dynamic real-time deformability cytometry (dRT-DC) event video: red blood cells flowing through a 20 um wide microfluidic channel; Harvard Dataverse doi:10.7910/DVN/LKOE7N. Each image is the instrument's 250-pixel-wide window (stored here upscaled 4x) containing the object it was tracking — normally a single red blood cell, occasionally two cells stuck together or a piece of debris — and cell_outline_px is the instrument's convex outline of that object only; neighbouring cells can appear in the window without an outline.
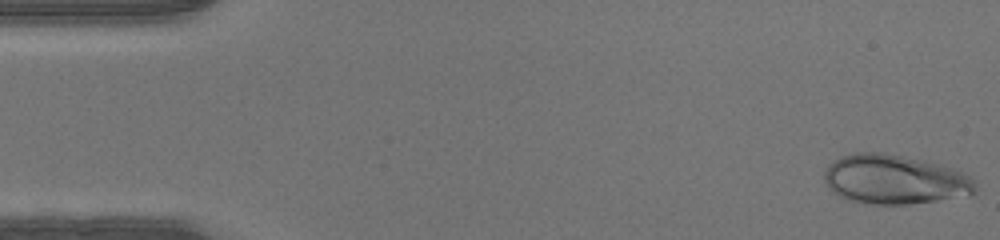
{"species": "human", "species_latin": "Homo sapiens", "temperature_condition": "warm", "stored_images_in_passage": 46, "camera_frame_rate_fps": 3000, "um_per_image_px": 0.085, "donor": {"sex": "male"}, "frame": {"image": 1, "passage_image": 1, "time_ms": 0.0, "image_size_px": [1000, 240], "cell_outline_px": [[976, 192], [968, 196], [908, 204], [872, 204], [848, 200], [832, 192], [824, 180], [824, 172], [828, 164], [840, 156], [852, 152], [880, 152], [924, 160], [964, 172], [972, 176], [976, 180]], "centroid_in_image_um": [76.05, 15.25], "position_along_channel_um": 8.9, "area_um2": 43.81}}
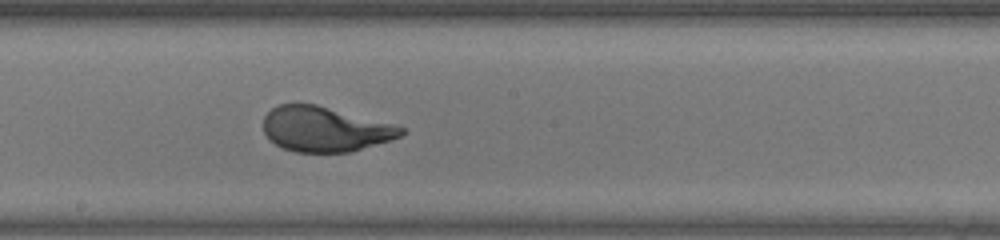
{"frame": {"image": 2, "passage_image": 25, "time_ms": 8.0, "image_size_px": [1000, 240], "cell_outline_px": [[404, 132], [400, 136], [352, 152], [296, 152], [284, 148], [276, 144], [264, 132], [264, 116], [272, 108], [280, 104], [316, 104], [396, 124], [404, 128]], "centroid_in_image_um": [27.63, 10.97], "position_along_channel_um": 220.6, "area_um2": 35.89}}
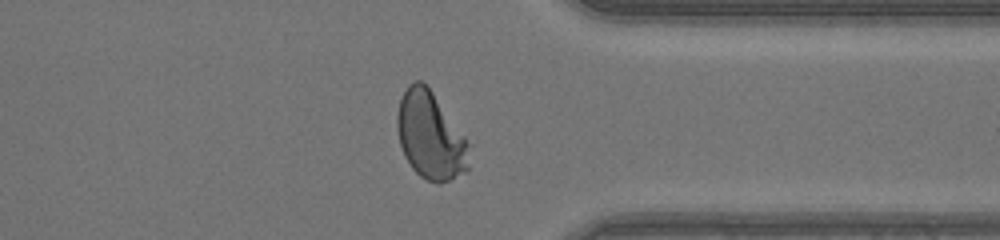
{"frame": {"image": 3, "passage_image": 36, "time_ms": 11.667, "image_size_px": [1000, 240], "cell_outline_px": [[468, 172], [440, 184], [436, 184], [420, 176], [412, 168], [404, 156], [400, 144], [396, 128], [396, 116], [400, 100], [408, 84], [416, 80], [420, 80], [432, 92], [464, 136], [468, 144]], "centroid_in_image_um": [36.56, 11.57], "position_along_channel_um": 374.8, "area_um2": 36.36}}